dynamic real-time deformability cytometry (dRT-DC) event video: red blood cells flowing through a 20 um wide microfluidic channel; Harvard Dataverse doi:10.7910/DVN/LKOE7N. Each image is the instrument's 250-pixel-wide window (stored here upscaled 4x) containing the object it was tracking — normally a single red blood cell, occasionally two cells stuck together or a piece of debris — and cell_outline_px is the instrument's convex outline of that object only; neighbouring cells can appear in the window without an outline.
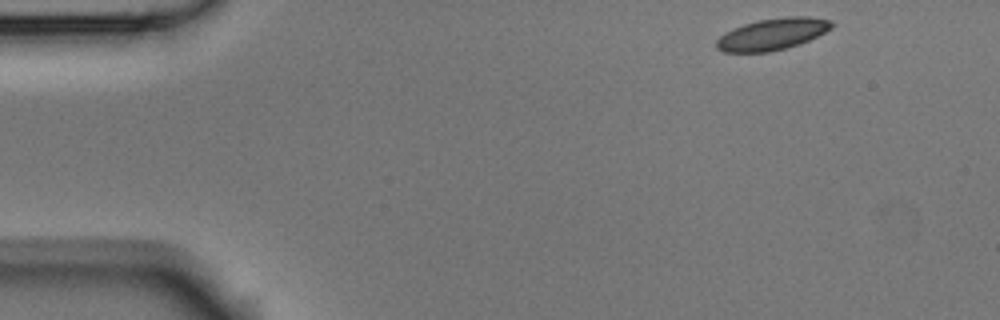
{"species": "Egyptian fruit bat (a non-hibernating species)", "species_latin": "Rousettus aegyptiacus", "temperature_condition": "room temperature", "stored_images_in_passage": 3, "camera_frame_rate_fps": 3000, "um_per_image_px": 0.085, "animal": {"sex": "male"}, "frame": {"image": 1, "passage_image": 1, "time_ms": 0.0, "image_size_px": [1000, 320], "cell_outline_px": [[836, 24], [832, 28], [808, 40], [784, 48], [768, 52], [724, 52], [716, 48], [716, 40], [724, 32], [732, 28], [756, 20], [788, 16], [808, 16], [832, 20]], "centroid_in_image_um": [65.64, 2.88], "position_along_channel_um": 19.4, "area_um2": 21.27}}
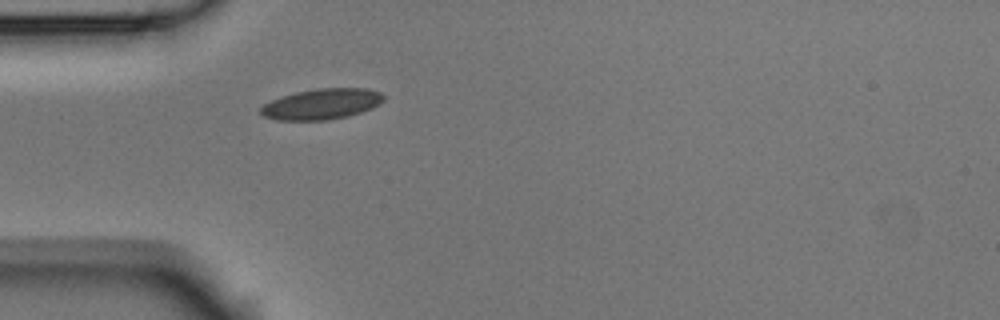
{"frame": {"image": 2, "passage_image": 3, "time_ms": 0.667, "image_size_px": [1000, 320], "cell_outline_px": [[384, 100], [380, 104], [372, 108], [348, 116], [328, 120], [276, 120], [264, 116], [260, 112], [260, 108], [264, 104], [280, 96], [296, 92], [316, 88], [368, 88], [380, 92], [384, 96]], "centroid_in_image_um": [27.35, 8.84], "position_along_channel_um": 57.6, "area_um2": 22.08}}